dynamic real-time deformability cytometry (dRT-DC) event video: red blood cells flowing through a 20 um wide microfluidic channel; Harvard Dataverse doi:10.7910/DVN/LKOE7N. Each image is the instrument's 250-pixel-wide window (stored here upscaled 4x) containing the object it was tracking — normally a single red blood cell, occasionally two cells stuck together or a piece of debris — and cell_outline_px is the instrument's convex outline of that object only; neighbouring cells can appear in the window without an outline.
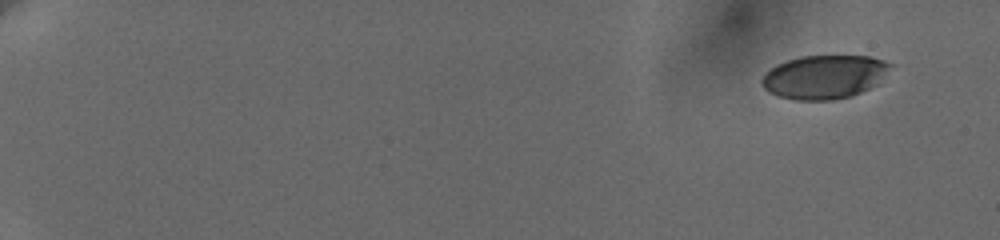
{"species": "human", "species_latin": "Homo sapiens", "temperature_condition": "cold", "stored_images_in_passage": 57, "camera_frame_rate_fps": 3000, "um_per_image_px": 0.085, "donor": {"sex": "female"}, "frame": {"image": 1, "passage_image": 1, "time_ms": 0.0, "image_size_px": [1000, 240], "cell_outline_px": [[896, 64], [880, 84], [852, 96], [832, 100], [796, 100], [776, 96], [768, 92], [764, 88], [760, 80], [764, 72], [776, 64], [800, 56], [868, 56], [884, 60]], "centroid_in_image_um": [70.12, 6.54], "position_along_channel_um": 14.9, "area_um2": 33.47}}
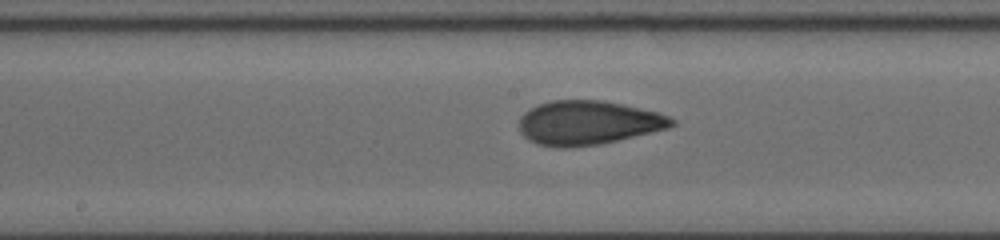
{"frame": {"image": 2, "passage_image": 32, "time_ms": 10.333, "image_size_px": [1000, 240], "cell_outline_px": [[676, 124], [668, 128], [600, 144], [568, 148], [556, 148], [536, 144], [528, 140], [520, 132], [520, 116], [524, 112], [540, 104], [552, 100], [604, 100], [656, 112], [668, 116], [676, 120]], "centroid_in_image_um": [49.96, 10.44], "position_along_channel_um": 198.2, "area_um2": 39.13}}
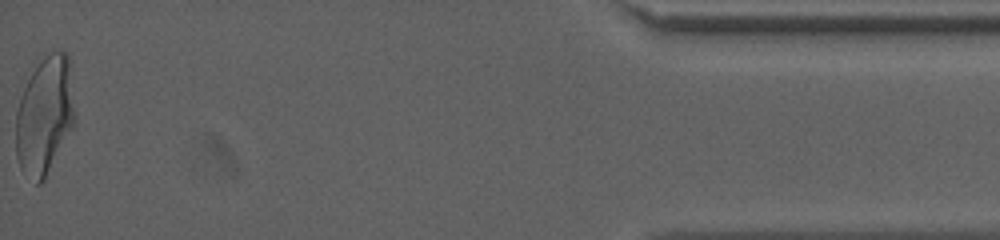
{"frame": {"image": 3, "passage_image": 57, "time_ms": 18.667, "image_size_px": [1000, 240], "cell_outline_px": [[76, 124], [44, 180], [40, 184], [36, 184], [20, 168], [16, 156], [16, 108], [36, 56], [52, 52], [68, 52]], "centroid_in_image_um": [3.79, 9.77], "position_along_channel_um": 431.4, "area_um2": 41.56}, "authors_computed_cell_mechanics": {"area_um2": 38.0324, "velocity_mm_per_s": 3.6434, "shape_relaxation_time_tau1_ms": 5.1566, "shape_relaxation_time_tau2_ms": 1.2637, "deformation_change_tau1": 0.1928, "deformation_change_tau2": 0.0749}}